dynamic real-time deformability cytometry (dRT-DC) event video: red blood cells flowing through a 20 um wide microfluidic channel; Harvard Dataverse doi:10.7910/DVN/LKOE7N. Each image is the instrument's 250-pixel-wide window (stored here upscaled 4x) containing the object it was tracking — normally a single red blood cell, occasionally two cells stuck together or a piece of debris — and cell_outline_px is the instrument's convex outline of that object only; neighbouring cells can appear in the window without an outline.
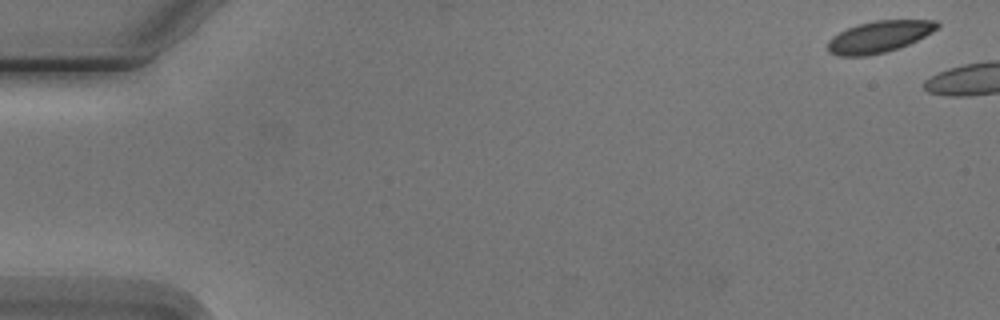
{"species": "Egyptian fruit bat (a non-hibernating species)", "species_latin": "Rousettus aegyptiacus", "temperature_condition": "cold", "stored_images_in_passage": 2, "camera_frame_rate_fps": 3000, "um_per_image_px": 0.085, "animal": {"sex": "male"}, "frame": {"image": 1, "passage_image": 1, "time_ms": 0.0, "image_size_px": [1000, 320], "cell_outline_px": [[940, 28], [908, 44], [884, 52], [868, 56], [840, 56], [828, 52], [828, 40], [832, 36], [856, 24], [876, 20], [936, 20], [940, 24]], "centroid_in_image_um": [74.72, 3.11], "position_along_channel_um": 10.3, "area_um2": 20.11}}